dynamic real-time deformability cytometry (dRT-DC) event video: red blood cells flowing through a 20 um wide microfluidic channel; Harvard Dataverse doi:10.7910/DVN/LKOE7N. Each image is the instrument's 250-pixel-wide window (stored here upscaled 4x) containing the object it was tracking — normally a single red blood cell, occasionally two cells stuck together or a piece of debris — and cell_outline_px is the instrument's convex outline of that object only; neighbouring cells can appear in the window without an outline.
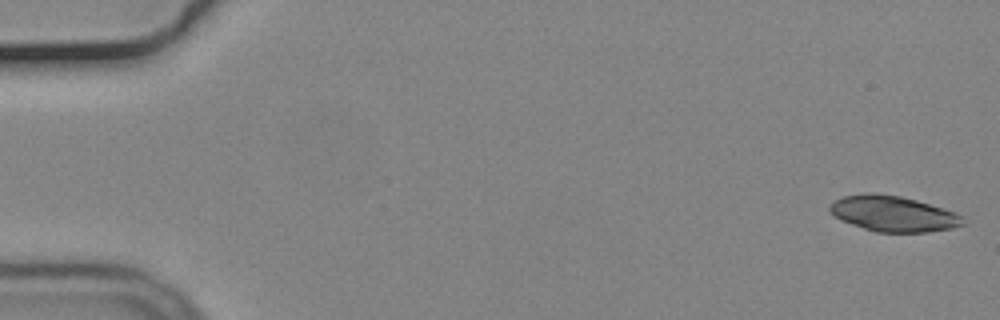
{"species": "common noctule bat (a hibernating species)", "species_latin": "Nyctalus noctula", "temperature_condition": "cold", "stored_images_in_passage": 35, "camera_frame_rate_fps": 3000, "um_per_image_px": 0.085, "animal": {"sex": "male", "body_mass_g": 19.2, "forearm_length_mm": 51.8}, "frame": {"image": 1, "passage_image": 1, "time_ms": 0.0, "image_size_px": [1000, 320], "cell_outline_px": [[964, 224], [952, 228], [928, 232], [876, 232], [840, 220], [828, 208], [836, 200], [844, 196], [864, 192], [872, 192], [900, 196], [916, 200], [956, 212], [960, 216]], "centroid_in_image_um": [75.92, 18.16], "position_along_channel_um": 9.1, "area_um2": 27.4}}